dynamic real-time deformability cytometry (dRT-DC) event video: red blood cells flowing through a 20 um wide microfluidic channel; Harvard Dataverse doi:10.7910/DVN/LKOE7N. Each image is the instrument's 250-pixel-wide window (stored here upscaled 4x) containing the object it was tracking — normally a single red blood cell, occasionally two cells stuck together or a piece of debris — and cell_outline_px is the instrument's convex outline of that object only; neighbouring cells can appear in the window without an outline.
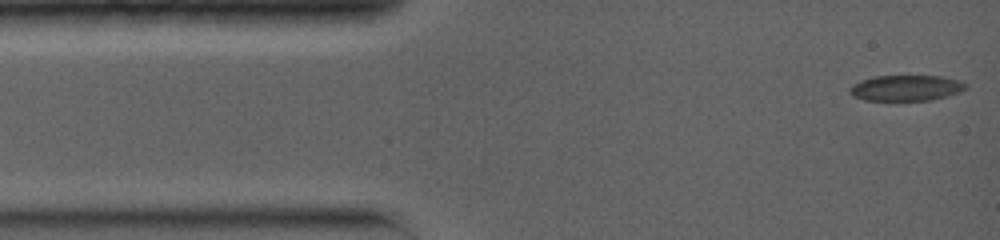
{"species": "common noctule bat (a hibernating species)", "species_latin": "Nyctalus noctula", "temperature_condition": "warm", "stored_images_in_passage": 52, "camera_frame_rate_fps": 5000, "um_per_image_px": 0.085, "animal": {"sex": "female", "body_mass_g": 19.0, "forearm_length_mm": 56.7}, "frame": {"image": 1, "passage_image": 1, "time_ms": 0.0, "image_size_px": [1000, 240], "cell_outline_px": [[968, 88], [960, 92], [932, 100], [864, 100], [852, 96], [848, 92], [848, 88], [852, 84], [860, 80], [876, 76], [940, 76], [960, 80], [968, 84]], "centroid_in_image_um": [77.01, 7.47], "position_along_channel_um": 8.0, "area_um2": 17.57}}
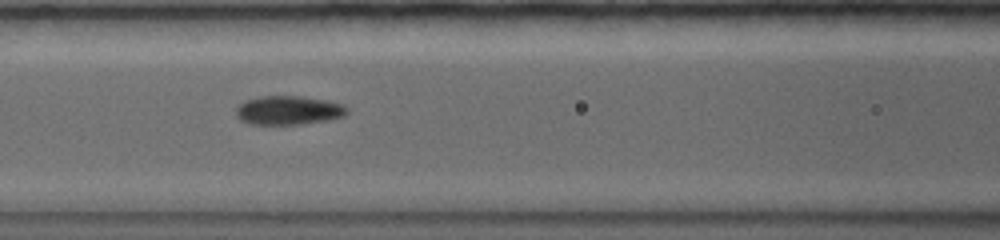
{"frame": {"image": 2, "passage_image": 21, "time_ms": 5.2, "image_size_px": [1000, 240], "cell_outline_px": [[348, 112], [344, 116], [328, 120], [300, 124], [248, 124], [240, 120], [236, 116], [236, 108], [244, 100], [260, 96], [300, 96], [328, 100], [344, 104], [348, 108]], "centroid_in_image_um": [24.52, 9.37], "position_along_channel_um": 142.1, "area_um2": 18.9}}
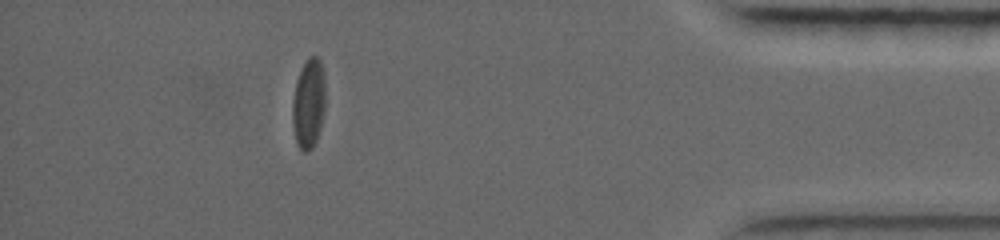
{"frame": {"image": 3, "passage_image": 46, "time_ms": 13.2, "image_size_px": [1000, 240], "cell_outline_px": [[324, 112], [320, 128], [316, 140], [312, 148], [308, 152], [304, 152], [296, 144], [292, 124], [292, 100], [296, 80], [308, 56], [316, 56], [320, 60], [324, 72]], "centroid_in_image_um": [26.21, 8.81], "position_along_channel_um": 409.0, "area_um2": 17.34}, "authors_computed_cell_mechanics": {"area_um2": 18.5538, "velocity_mm_per_s": 3.9478, "shape_relaxation_time_tau1_ms": 4.5532, "shape_relaxation_time_tau2_ms": 1.4411, "deformation_change_tau1": 0.1785, "deformation_change_tau2": 0.0616}}